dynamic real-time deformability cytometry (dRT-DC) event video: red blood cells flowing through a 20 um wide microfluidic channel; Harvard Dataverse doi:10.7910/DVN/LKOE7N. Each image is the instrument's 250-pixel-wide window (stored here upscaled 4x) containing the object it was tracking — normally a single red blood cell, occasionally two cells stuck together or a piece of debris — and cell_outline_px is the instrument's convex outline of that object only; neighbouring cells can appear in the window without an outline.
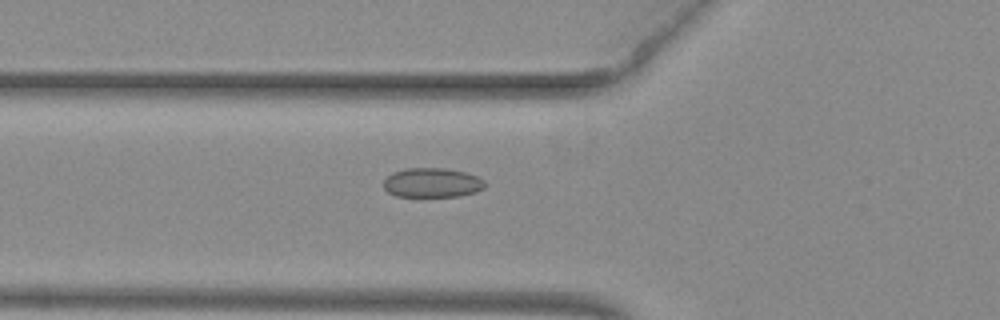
{"species": "common noctule bat (a hibernating species)", "species_latin": "Nyctalus noctula", "temperature_condition": "warm", "stored_images_in_passage": 54, "camera_frame_rate_fps": 3000, "um_per_image_px": 0.085, "animal": {"sex": "female", "body_mass_g": 29.2, "forearm_length_mm": 56.3}, "frame": {"image": 1, "passage_image": 21, "time_ms": 6.667, "image_size_px": [1000, 320], "cell_outline_px": [[488, 184], [484, 188], [476, 192], [460, 196], [396, 196], [388, 192], [384, 188], [384, 180], [392, 172], [408, 168], [444, 168], [464, 172], [476, 176], [484, 180]], "centroid_in_image_um": [36.75, 15.53], "position_along_channel_um": 89.0, "area_um2": 17.4}}
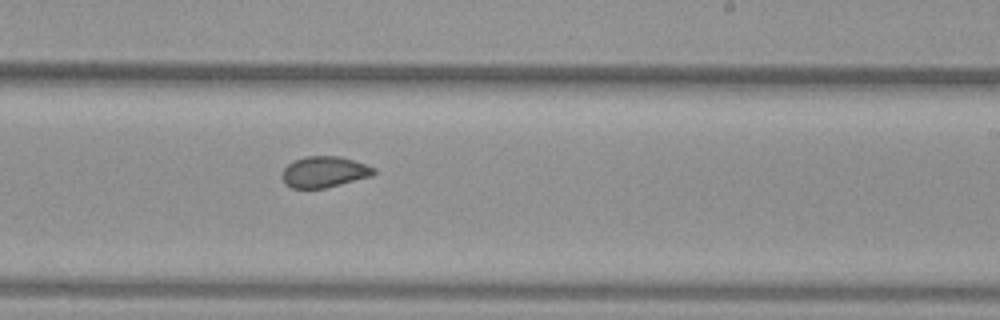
{"frame": {"image": 2, "passage_image": 34, "time_ms": 11.0, "image_size_px": [1000, 320], "cell_outline_px": [[376, 172], [372, 176], [324, 188], [292, 188], [284, 184], [280, 176], [284, 168], [288, 164], [304, 156], [340, 156], [376, 168]], "centroid_in_image_um": [27.53, 14.61], "position_along_channel_um": 261.5, "area_um2": 16.59}}
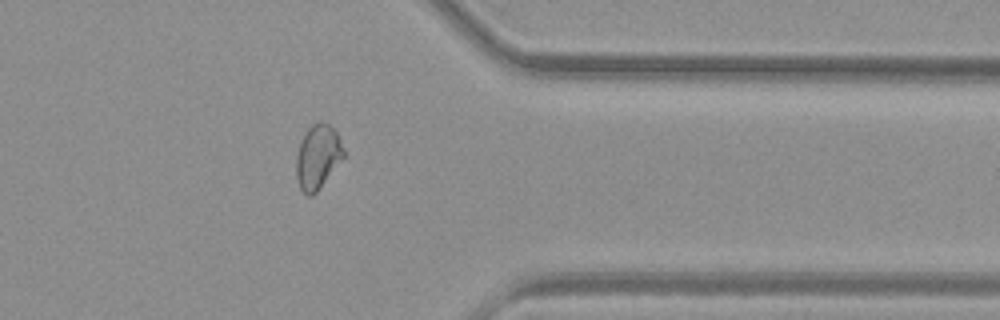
{"frame": {"image": 3, "passage_image": 44, "time_ms": 14.333, "image_size_px": [1000, 320], "cell_outline_px": [[344, 156], [316, 192], [312, 196], [308, 196], [300, 188], [296, 176], [296, 156], [304, 132], [312, 124], [320, 120], [328, 124], [336, 132], [344, 148]], "centroid_in_image_um": [26.99, 13.3], "position_along_channel_um": 384.4, "area_um2": 17.51}, "authors_computed_cell_mechanics": {"area_um2": 18.6405, "velocity_mm_per_s": 3.9719, "shape_relaxation_time_tau1_ms": null, "shape_relaxation_time_tau2_ms": 1.0018, "deformation_change_tau1": null, "deformation_change_tau2": 0.0565}}